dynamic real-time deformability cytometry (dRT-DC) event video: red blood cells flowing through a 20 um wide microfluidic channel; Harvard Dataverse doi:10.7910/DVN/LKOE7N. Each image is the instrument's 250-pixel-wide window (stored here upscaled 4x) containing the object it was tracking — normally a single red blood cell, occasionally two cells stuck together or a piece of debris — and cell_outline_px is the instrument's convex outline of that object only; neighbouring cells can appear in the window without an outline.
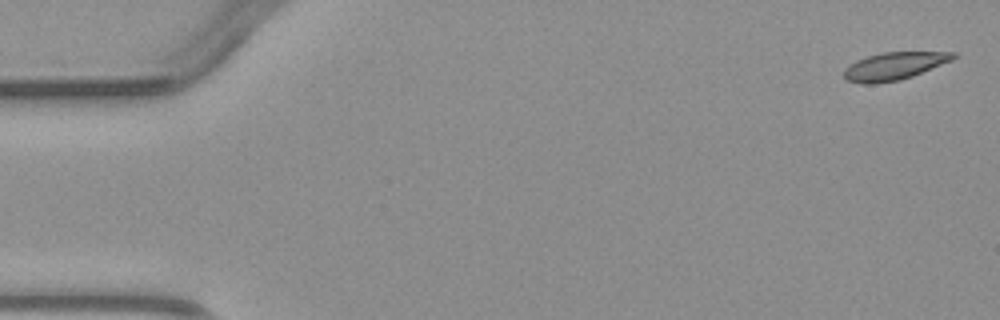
{"species": "common noctule bat (a hibernating species)", "species_latin": "Nyctalus noctula", "temperature_condition": "warm", "stored_images_in_passage": 5, "camera_frame_rate_fps": 3000, "um_per_image_px": 0.085, "animal": {"sex": "male", "body_mass_g": 23.1, "forearm_length_mm": 52.7}, "frame": {"image": 1, "passage_image": 1, "time_ms": 0.0, "image_size_px": [1000, 320], "cell_outline_px": [[956, 56], [952, 60], [912, 76], [900, 80], [876, 84], [864, 84], [848, 80], [844, 76], [844, 68], [856, 60], [880, 52], [956, 52]], "centroid_in_image_um": [75.98, 5.61], "position_along_channel_um": 9.0, "area_um2": 17.51}}
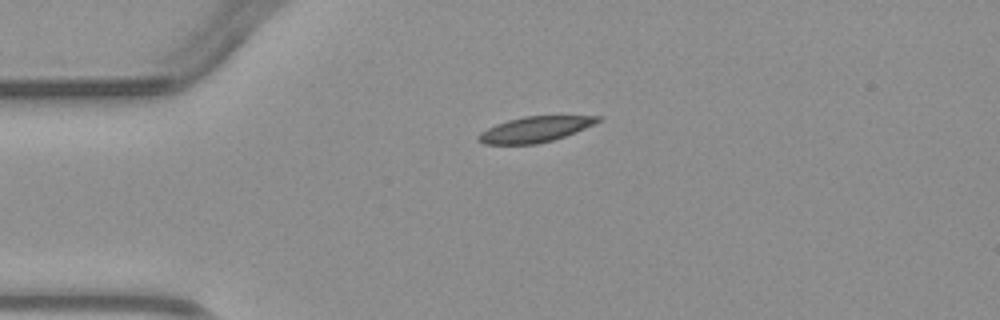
{"frame": {"image": 2, "passage_image": 3, "time_ms": 3.333, "image_size_px": [1000, 320], "cell_outline_px": [[604, 116], [600, 120], [576, 132], [552, 140], [536, 144], [484, 144], [476, 140], [476, 136], [480, 132], [496, 124], [508, 120], [524, 116]], "centroid_in_image_um": [45.42, 11.0], "position_along_channel_um": 39.6, "area_um2": 17.63}}
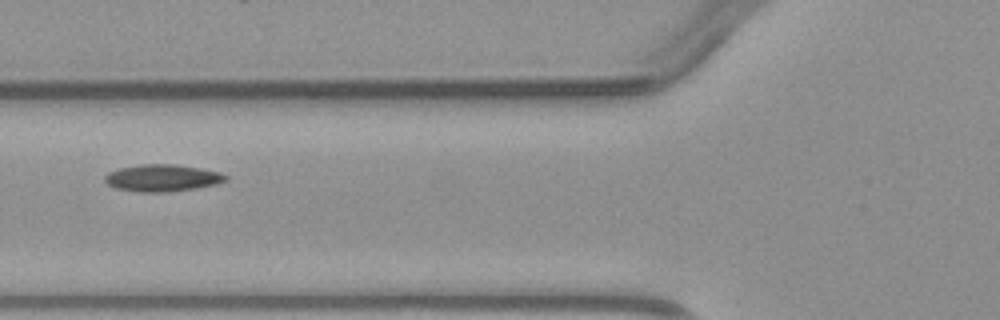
{"frame": {"image": 3, "passage_image": 5, "time_ms": 5.667, "image_size_px": [1000, 320], "cell_outline_px": [[228, 180], [216, 184], [196, 188], [168, 192], [140, 192], [116, 188], [108, 184], [104, 180], [104, 176], [108, 172], [120, 168], [140, 164], [176, 164], [200, 168], [220, 172], [228, 176]], "centroid_in_image_um": [13.81, 15.12], "position_along_channel_um": 112.0, "area_um2": 19.07}}